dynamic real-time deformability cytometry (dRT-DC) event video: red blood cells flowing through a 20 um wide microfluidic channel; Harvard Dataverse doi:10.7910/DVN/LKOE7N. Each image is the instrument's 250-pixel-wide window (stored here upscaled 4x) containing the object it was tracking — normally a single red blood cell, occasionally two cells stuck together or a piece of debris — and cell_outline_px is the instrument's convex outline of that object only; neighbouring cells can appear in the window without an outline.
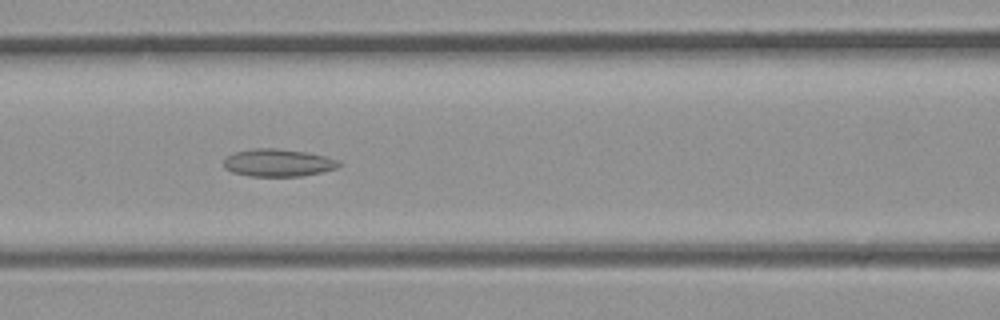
{"species": "common noctule bat (a hibernating species)", "species_latin": "Nyctalus noctula", "temperature_condition": "room temperature", "stored_images_in_passage": 30, "segment_of_instrument_passage": [1, 2], "camera_frame_rate_fps": 3000, "um_per_image_px": 0.085, "animal": {"sex": "male", "body_mass_g": 23.1, "forearm_length_mm": 52.7}, "frame": {"image": 1, "passage_image": 10, "time_ms": 3.0, "image_size_px": [1000, 320], "cell_outline_px": [[340, 164], [336, 168], [320, 172], [300, 176], [248, 176], [232, 172], [224, 168], [224, 160], [228, 156], [236, 152], [256, 148], [276, 148], [304, 152], [324, 156], [340, 160]], "centroid_in_image_um": [23.62, 13.84], "position_along_channel_um": 143.0, "area_um2": 18.26}}
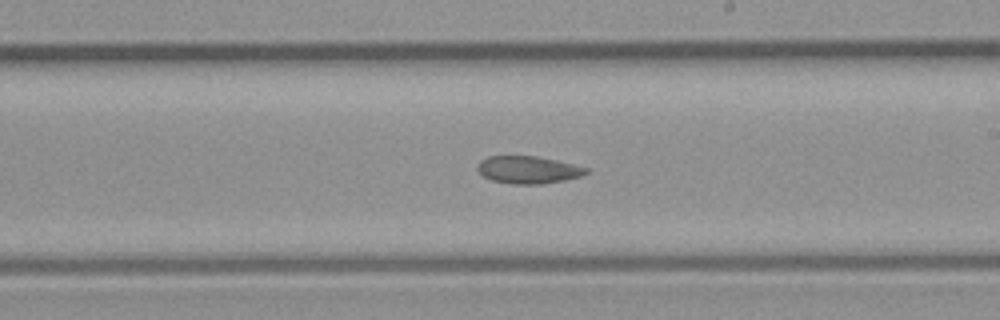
{"frame": {"image": 2, "passage_image": 15, "time_ms": 4.667, "image_size_px": [1000, 320], "cell_outline_px": [[588, 172], [580, 176], [564, 180], [540, 184], [512, 184], [492, 180], [484, 176], [476, 168], [480, 160], [488, 156], [536, 156], [556, 160], [588, 168]], "centroid_in_image_um": [44.87, 14.43], "position_along_channel_um": 244.1, "area_um2": 17.22}}
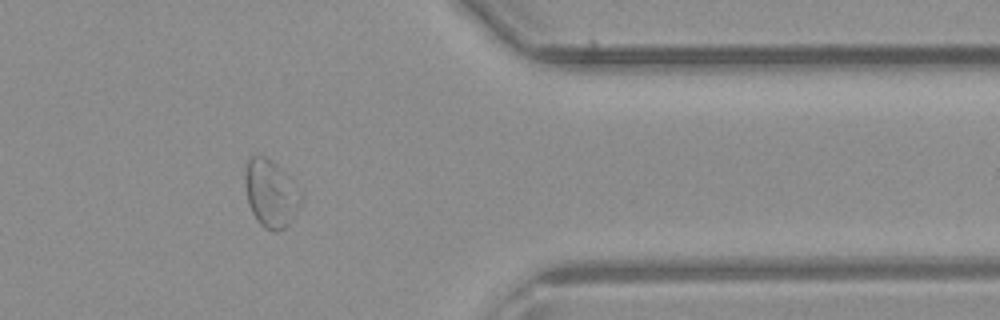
{"frame": {"image": 3, "passage_image": 23, "time_ms": 7.333, "image_size_px": [1000, 320], "cell_outline_px": [[304, 196], [296, 212], [288, 224], [280, 232], [272, 232], [264, 228], [256, 220], [248, 204], [244, 180], [244, 176], [248, 156], [264, 156], [272, 160], [288, 176]], "centroid_in_image_um": [23.0, 16.46], "position_along_channel_um": 388.4, "area_um2": 22.14}}